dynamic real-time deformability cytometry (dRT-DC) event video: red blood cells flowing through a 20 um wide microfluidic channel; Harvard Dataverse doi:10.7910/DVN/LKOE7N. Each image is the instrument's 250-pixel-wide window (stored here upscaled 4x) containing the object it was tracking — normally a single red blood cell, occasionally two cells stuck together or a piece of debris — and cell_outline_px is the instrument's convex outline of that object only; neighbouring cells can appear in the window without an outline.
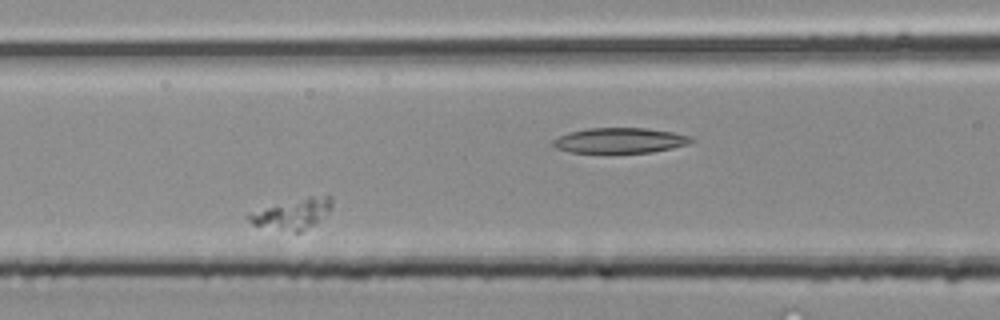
{"species": "common noctule bat (a hibernating species)", "species_latin": "Nyctalus noctula", "temperature_condition": "room temperature", "stored_images_in_passage": 43, "segment_of_instrument_passage": [2, 2], "camera_frame_rate_fps": 3000, "um_per_image_px": 0.085, "animal": {"sex": "male", "body_mass_g": 20.4}, "frame": {"image": 1, "passage_image": 17, "time_ms": 5.333, "image_size_px": [1000, 320], "cell_outline_px": [[332, 208], [312, 224], [300, 232], [296, 232], [252, 224], [244, 216], [248, 212], [308, 196], [332, 196]], "centroid_in_image_um": [24.82, 18.15], "position_along_channel_um": 141.8, "area_um2": 14.28}}
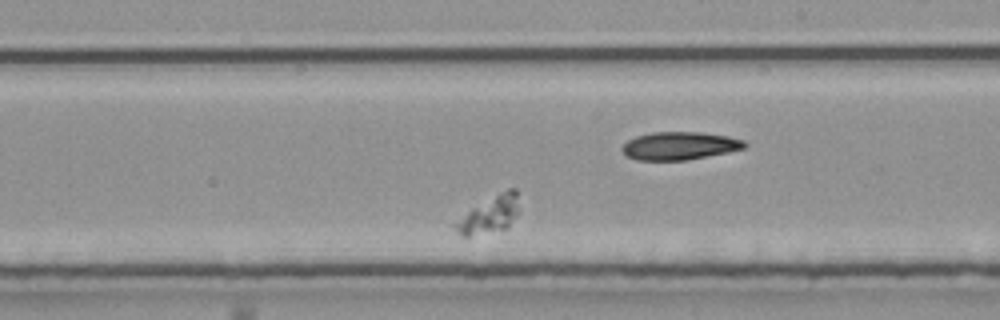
{"frame": {"image": 2, "passage_image": 24, "time_ms": 7.667, "image_size_px": [1000, 320], "cell_outline_px": [[516, 212], [508, 228], [468, 236], [460, 236], [452, 228], [452, 224], [472, 208], [508, 188], [516, 188]], "centroid_in_image_um": [41.53, 18.28], "position_along_channel_um": 247.5, "area_um2": 13.24}}
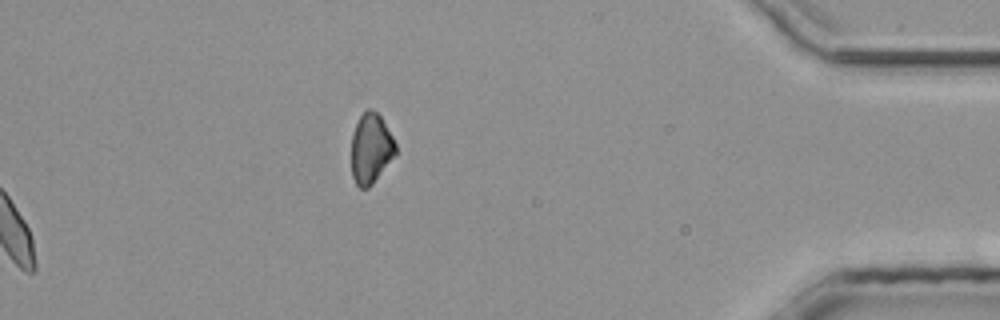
{"frame": {"image": 3, "passage_image": 43, "time_ms": 14.0, "image_size_px": [1000, 320], "cell_outline_px": [[396, 152], [372, 184], [368, 188], [360, 188], [356, 184], [352, 176], [352, 136], [356, 124], [364, 108], [368, 108], [376, 112], [380, 116], [392, 136], [396, 144]], "centroid_in_image_um": [31.5, 12.6], "position_along_channel_um": 403.7, "area_um2": 17.74}}